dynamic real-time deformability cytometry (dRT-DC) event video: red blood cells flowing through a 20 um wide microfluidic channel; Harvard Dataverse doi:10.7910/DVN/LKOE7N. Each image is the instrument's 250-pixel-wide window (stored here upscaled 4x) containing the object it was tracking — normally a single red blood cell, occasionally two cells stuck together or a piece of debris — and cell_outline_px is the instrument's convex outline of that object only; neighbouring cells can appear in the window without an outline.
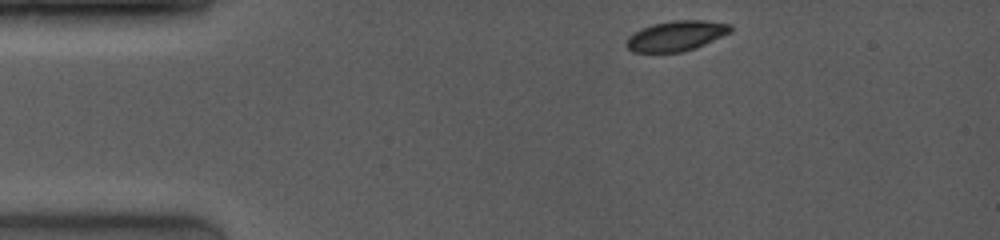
{"species": "common noctule bat (a hibernating species)", "species_latin": "Nyctalus noctula", "temperature_condition": "room temperature", "stored_images_in_passage": 4, "camera_frame_rate_fps": 4000, "um_per_image_px": 0.085, "animal": {"sex": "female", "body_mass_g": 19.0, "forearm_length_mm": 53.3}, "frame": {"image": 1, "passage_image": 1, "time_ms": 0.0, "image_size_px": [1000, 240], "cell_outline_px": [[732, 32], [696, 48], [680, 52], [632, 52], [624, 44], [628, 36], [652, 24], [672, 20], [704, 20], [732, 24]], "centroid_in_image_um": [57.5, 3.04], "position_along_channel_um": 27.5, "area_um2": 18.38}}
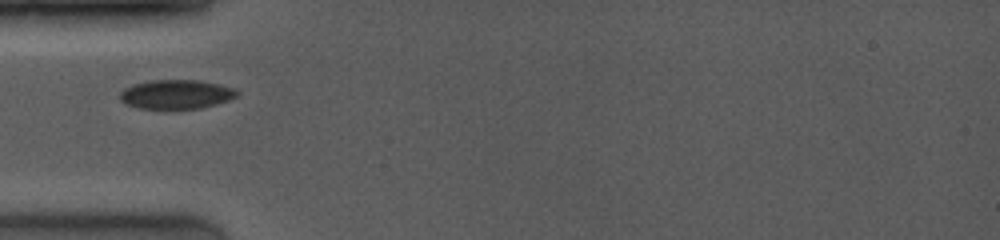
{"frame": {"image": 2, "passage_image": 3, "time_ms": 2.5, "image_size_px": [1000, 240], "cell_outline_px": [[240, 92], [236, 96], [228, 100], [216, 104], [200, 108], [140, 108], [124, 104], [120, 100], [120, 92], [124, 88], [132, 84], [148, 80], [200, 80], [220, 84], [236, 88]], "centroid_in_image_um": [14.97, 8.0], "position_along_channel_um": 70.0, "area_um2": 20.0}}
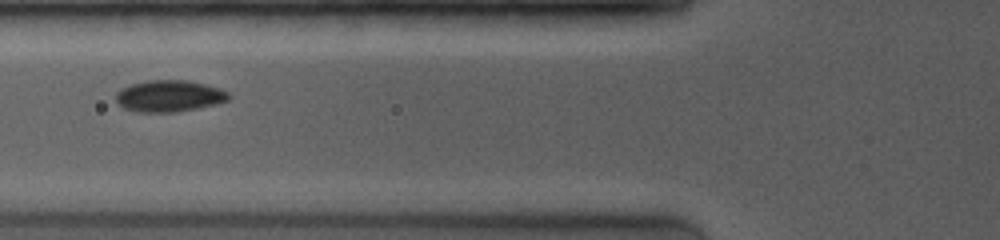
{"frame": {"image": 3, "passage_image": 4, "time_ms": 3.5, "image_size_px": [1000, 240], "cell_outline_px": [[232, 96], [228, 100], [216, 104], [176, 112], [136, 112], [124, 108], [116, 100], [116, 92], [120, 88], [132, 84], [148, 80], [188, 80], [220, 88], [228, 92]], "centroid_in_image_um": [14.39, 8.16], "position_along_channel_um": 111.4, "area_um2": 20.81}}